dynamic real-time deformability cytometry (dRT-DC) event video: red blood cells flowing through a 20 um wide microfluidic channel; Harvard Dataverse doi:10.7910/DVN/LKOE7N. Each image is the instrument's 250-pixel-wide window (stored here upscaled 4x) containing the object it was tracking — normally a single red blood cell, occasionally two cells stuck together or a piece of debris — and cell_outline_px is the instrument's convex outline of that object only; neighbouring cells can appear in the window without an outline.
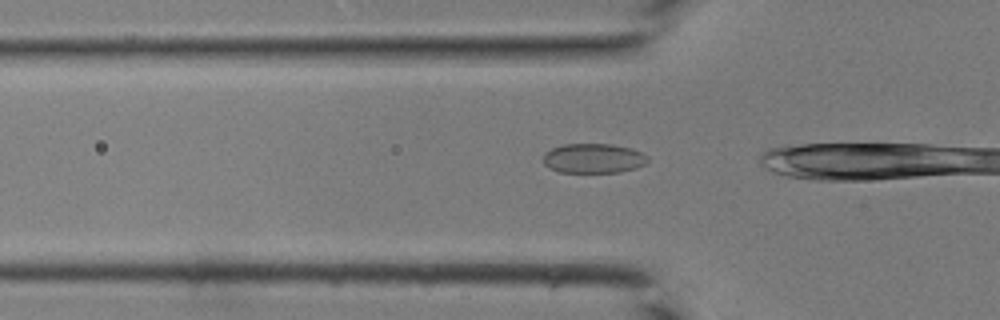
{"species": "common noctule bat (a hibernating species)", "species_latin": "Nyctalus noctula", "temperature_condition": "room temperature", "stored_images_in_passage": 13, "camera_frame_rate_fps": 3000, "um_per_image_px": 0.085, "animal": {"sex": "male", "body_mass_g": 19.0, "forearm_length_mm": 50.8}, "frame": {"image": 1, "passage_image": 11, "time_ms": 3.333, "image_size_px": [1000, 320], "cell_outline_px": [[648, 160], [644, 164], [636, 168], [620, 172], [560, 172], [544, 164], [544, 152], [552, 148], [564, 144], [612, 144], [632, 148], [648, 156]], "centroid_in_image_um": [50.46, 13.45], "position_along_channel_um": 75.3, "area_um2": 17.98}}